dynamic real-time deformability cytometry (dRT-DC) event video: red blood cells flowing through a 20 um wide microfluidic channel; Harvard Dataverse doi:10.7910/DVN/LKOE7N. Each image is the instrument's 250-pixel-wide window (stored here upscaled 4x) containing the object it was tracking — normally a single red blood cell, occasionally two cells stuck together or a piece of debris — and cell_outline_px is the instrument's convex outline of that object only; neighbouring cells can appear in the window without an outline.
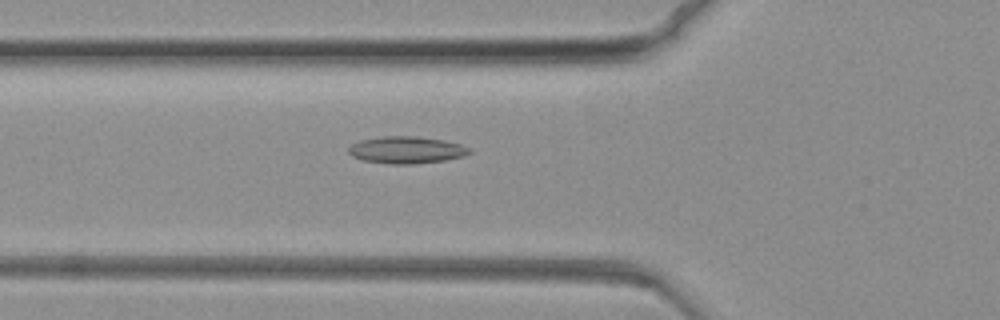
{"species": "common noctule bat (a hibernating species)", "species_latin": "Nyctalus noctula", "temperature_condition": "warm", "stored_images_in_passage": 70, "camera_frame_rate_fps": 3000, "um_per_image_px": 0.085, "animal": {"sex": "female", "body_mass_g": 19.3, "forearm_length_mm": 54.1}, "frame": {"image": 1, "passage_image": 20, "time_ms": 6.333, "image_size_px": [1000, 320], "cell_outline_px": [[472, 152], [464, 156], [444, 160], [416, 164], [388, 164], [364, 160], [352, 156], [348, 152], [348, 148], [352, 144], [360, 140], [384, 136], [416, 136], [444, 140], [460, 144], [468, 148]], "centroid_in_image_um": [34.54, 12.75], "position_along_channel_um": 91.3, "area_um2": 19.02}}
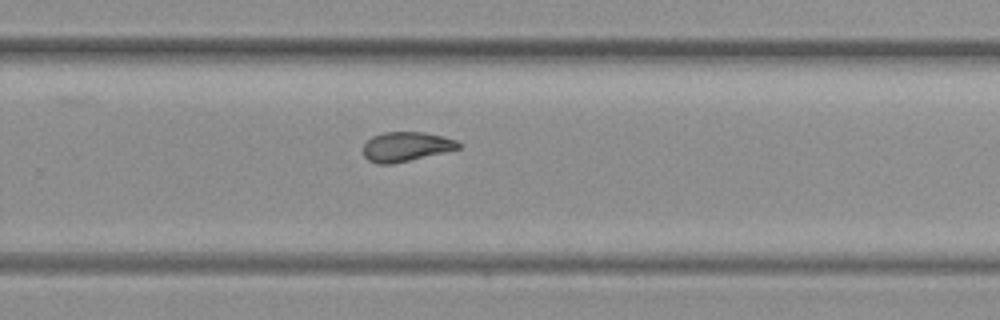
{"frame": {"image": 2, "passage_image": 43, "time_ms": 14.0, "image_size_px": [1000, 320], "cell_outline_px": [[464, 144], [460, 148], [444, 152], [392, 164], [376, 164], [368, 160], [364, 156], [364, 144], [372, 136], [384, 132], [424, 132], [444, 136], [456, 140]], "centroid_in_image_um": [34.53, 12.46], "position_along_channel_um": 295.3, "area_um2": 16.42}}
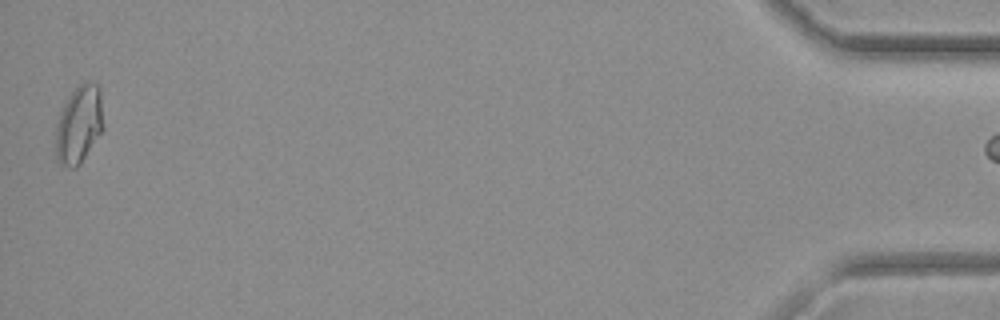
{"frame": {"image": 3, "passage_image": 69, "time_ms": 22.667, "image_size_px": [1000, 320], "cell_outline_px": [[104, 128], [80, 164], [76, 168], [72, 168], [60, 164], [56, 160], [56, 128], [60, 112], [68, 96], [84, 80], [88, 80], [100, 84]], "centroid_in_image_um": [6.74, 10.55], "position_along_channel_um": 428.5, "area_um2": 21.91}}